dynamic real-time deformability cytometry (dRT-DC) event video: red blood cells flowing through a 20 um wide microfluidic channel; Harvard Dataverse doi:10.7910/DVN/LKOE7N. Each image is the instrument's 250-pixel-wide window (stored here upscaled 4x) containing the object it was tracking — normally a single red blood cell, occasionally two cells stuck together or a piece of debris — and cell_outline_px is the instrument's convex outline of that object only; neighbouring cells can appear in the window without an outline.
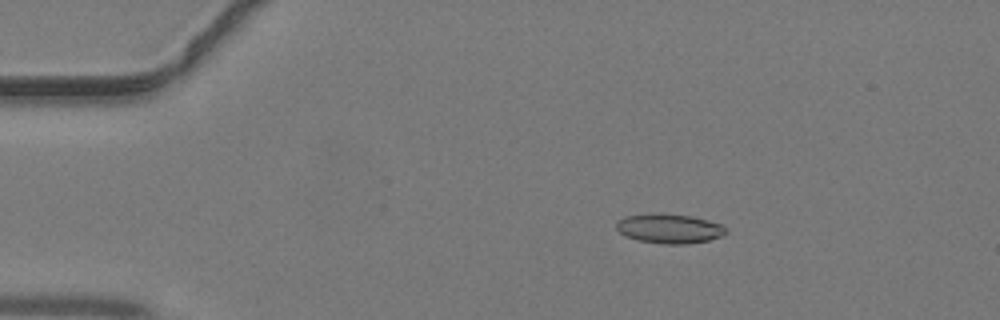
{"species": "common noctule bat (a hibernating species)", "species_latin": "Nyctalus noctula", "temperature_condition": "warm", "stored_images_in_passage": 44, "camera_frame_rate_fps": 3000, "um_per_image_px": 0.085, "animal": {"sex": "male", "body_mass_g": 19.2, "forearm_length_mm": 51.8}, "frame": {"image": 1, "passage_image": 8, "time_ms": 2.333, "image_size_px": [1000, 320], "cell_outline_px": [[728, 232], [724, 236], [708, 240], [688, 244], [664, 244], [636, 240], [624, 236], [616, 228], [616, 220], [624, 216], [656, 212], [660, 212], [692, 216], [708, 220], [720, 224]], "centroid_in_image_um": [56.86, 19.42], "position_along_channel_um": 28.1, "area_um2": 19.25}}
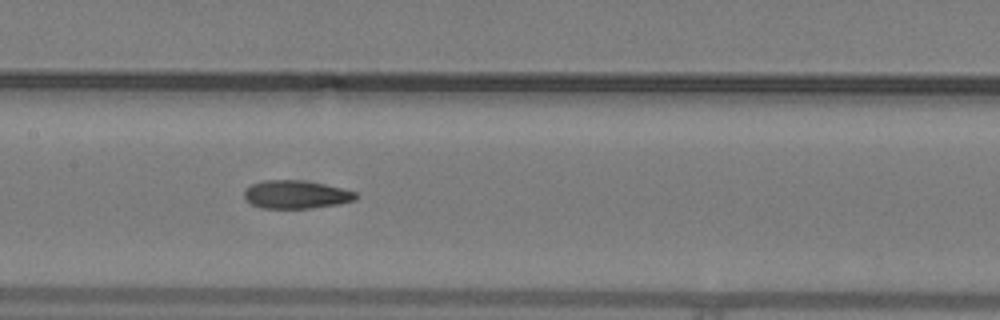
{"frame": {"image": 2, "passage_image": 22, "time_ms": 7.0, "image_size_px": [1000, 320], "cell_outline_px": [[360, 196], [356, 200], [340, 204], [308, 208], [260, 208], [252, 204], [244, 196], [244, 188], [252, 184], [264, 180], [304, 180], [324, 184], [356, 192]], "centroid_in_image_um": [25.18, 16.53], "position_along_channel_um": 182.2, "area_um2": 18.38}}
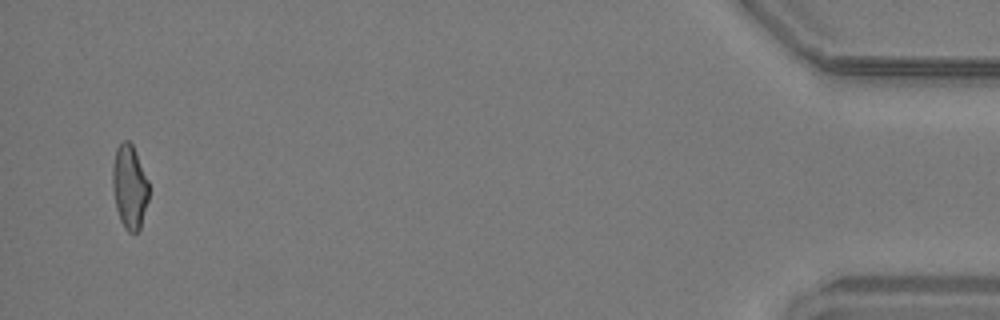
{"frame": {"image": 3, "passage_image": 43, "time_ms": 14.0, "image_size_px": [1000, 320], "cell_outline_px": [[148, 200], [140, 228], [136, 232], [128, 232], [124, 228], [120, 220], [116, 208], [112, 188], [112, 164], [116, 148], [124, 140], [128, 140], [132, 144], [148, 180]], "centroid_in_image_um": [10.99, 15.88], "position_along_channel_um": 424.2, "area_um2": 17.74}}